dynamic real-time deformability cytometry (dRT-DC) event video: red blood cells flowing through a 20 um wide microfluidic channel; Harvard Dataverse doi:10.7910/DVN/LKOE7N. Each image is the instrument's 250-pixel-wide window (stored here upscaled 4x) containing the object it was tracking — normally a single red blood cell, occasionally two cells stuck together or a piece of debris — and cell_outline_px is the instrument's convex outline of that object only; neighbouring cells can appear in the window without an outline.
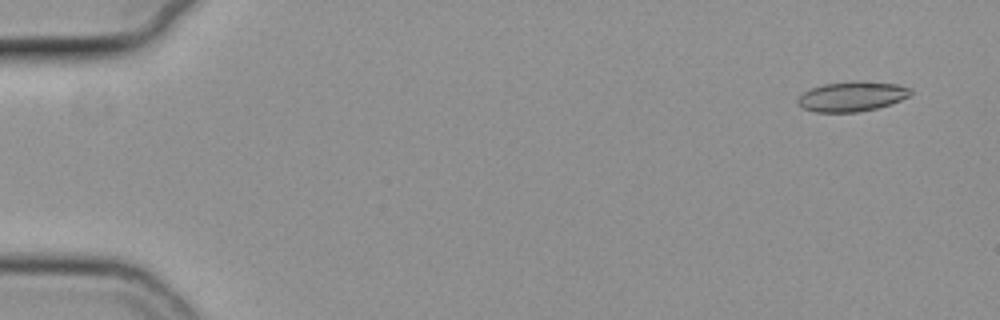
{"species": "common noctule bat (a hibernating species)", "species_latin": "Nyctalus noctula", "temperature_condition": "cold", "stored_images_in_passage": 23, "camera_frame_rate_fps": 3000, "um_per_image_px": 0.085, "animal": {"sex": "female", "body_mass_g": 19.3, "forearm_length_mm": 54.1}, "frame": {"image": 1, "passage_image": 4, "time_ms": 1.0, "image_size_px": [1000, 320], "cell_outline_px": [[912, 92], [908, 96], [900, 100], [876, 108], [856, 112], [816, 112], [804, 108], [796, 100], [804, 92], [812, 88], [824, 84], [856, 80], [860, 80], [896, 84], [912, 88]], "centroid_in_image_um": [72.43, 8.18], "position_along_channel_um": 12.6, "area_um2": 19.48}}
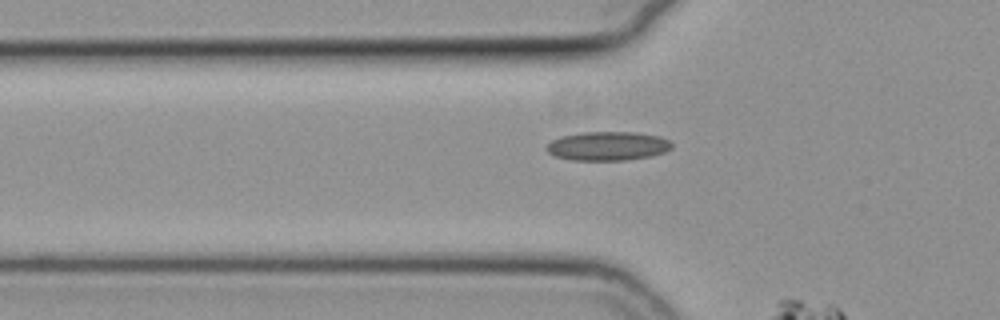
{"frame": {"image": 2, "passage_image": 20, "time_ms": 6.333, "image_size_px": [1000, 320], "cell_outline_px": [[672, 148], [664, 152], [652, 156], [624, 160], [572, 160], [556, 156], [548, 152], [544, 148], [552, 140], [560, 136], [584, 132], [636, 132], [660, 136], [668, 140], [672, 144]], "centroid_in_image_um": [51.66, 12.41], "position_along_channel_um": 74.1, "area_um2": 21.15}}